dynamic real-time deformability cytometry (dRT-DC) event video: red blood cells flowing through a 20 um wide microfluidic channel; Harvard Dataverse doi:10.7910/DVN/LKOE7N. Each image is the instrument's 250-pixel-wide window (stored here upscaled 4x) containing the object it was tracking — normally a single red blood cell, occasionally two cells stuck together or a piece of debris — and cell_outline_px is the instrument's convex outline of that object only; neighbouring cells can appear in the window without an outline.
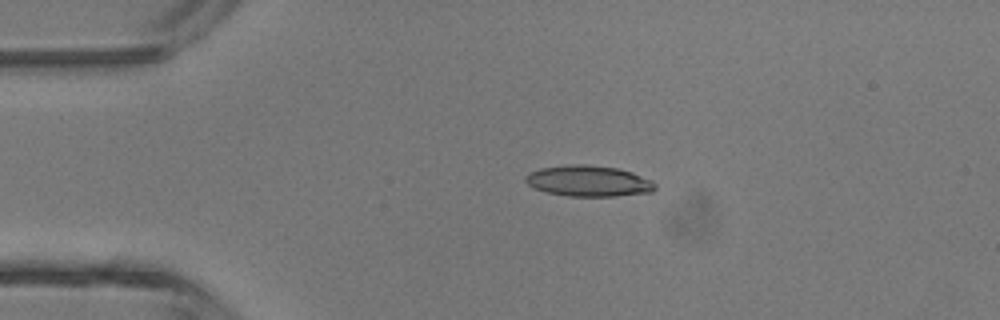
{"species": "common noctule bat (a hibernating species)", "species_latin": "Nyctalus noctula", "temperature_condition": "room temperature", "stored_images_in_passage": 29, "camera_frame_rate_fps": 3000, "um_per_image_px": 0.085, "animal": {"sex": "male", "body_mass_g": 13.3}, "frame": {"image": 1, "passage_image": 3, "time_ms": 0.667, "image_size_px": [1000, 320], "cell_outline_px": [[656, 188], [652, 192], [616, 196], [568, 196], [548, 192], [532, 188], [524, 180], [524, 176], [540, 168], [568, 164], [584, 164], [616, 168], [632, 172], [652, 180], [656, 184]], "centroid_in_image_um": [50.03, 15.38], "position_along_channel_um": 35.0, "area_um2": 23.41}}
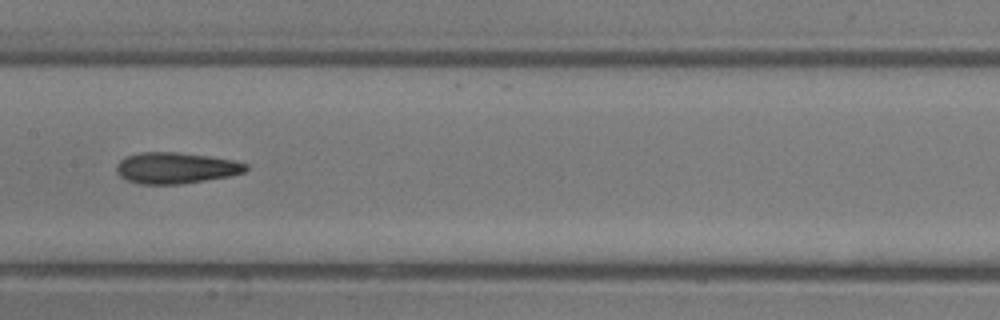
{"frame": {"image": 2, "passage_image": 16, "time_ms": 5.0, "image_size_px": [1000, 320], "cell_outline_px": [[248, 168], [244, 172], [232, 176], [180, 184], [140, 184], [128, 180], [120, 176], [116, 172], [116, 164], [124, 156], [140, 152], [176, 152], [208, 156], [232, 160], [248, 164]], "centroid_in_image_um": [14.93, 14.27], "position_along_channel_um": 192.5, "area_um2": 23.58}}
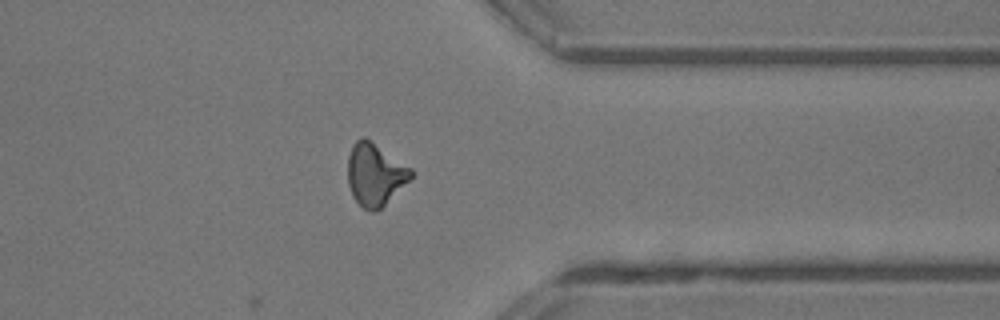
{"frame": {"image": 3, "passage_image": 29, "time_ms": 9.333, "image_size_px": [1000, 320], "cell_outline_px": [[412, 176], [376, 212], [372, 212], [364, 208], [352, 196], [348, 184], [348, 156], [352, 144], [356, 140], [364, 136], [412, 168]], "centroid_in_image_um": [31.84, 14.8], "position_along_channel_um": 379.6, "area_um2": 22.6}, "authors_computed_cell_mechanics": {"area_um2": 22.7732, "velocity_mm_per_s": 4.4999, "shape_relaxation_time_tau1_ms": 4.4207, "shape_relaxation_time_tau2_ms": 5.8765, "deformation_change_tau1": 0.1292, "deformation_change_tau2": 0.1891}}